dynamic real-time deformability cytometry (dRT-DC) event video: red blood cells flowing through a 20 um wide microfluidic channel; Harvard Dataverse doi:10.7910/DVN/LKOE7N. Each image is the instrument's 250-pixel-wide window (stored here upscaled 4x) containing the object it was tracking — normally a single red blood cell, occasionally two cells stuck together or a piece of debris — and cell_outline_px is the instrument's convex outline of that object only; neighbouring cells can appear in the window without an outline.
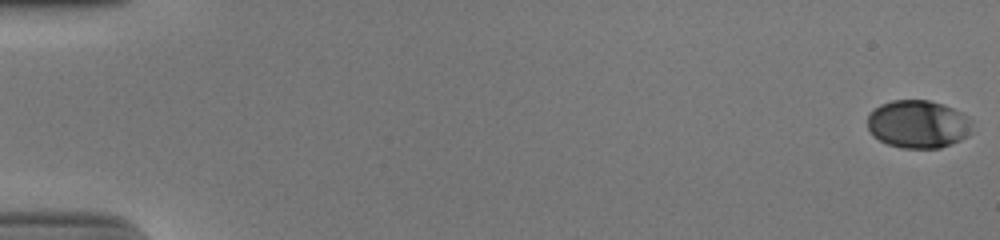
{"species": "human", "species_latin": "Homo sapiens", "temperature_condition": "cold", "stored_images_in_passage": 55, "camera_frame_rate_fps": 3000, "um_per_image_px": 0.085, "donor": {"sex": "male"}, "frame": {"image": 1, "passage_image": 1, "time_ms": 0.0, "image_size_px": [1000, 240], "cell_outline_px": [[972, 132], [968, 136], [952, 144], [940, 148], [900, 148], [888, 144], [872, 136], [868, 128], [868, 116], [880, 104], [892, 100], [928, 100], [944, 104], [968, 116], [972, 120]], "centroid_in_image_um": [78.06, 10.56], "position_along_channel_um": 6.9, "area_um2": 29.48}}
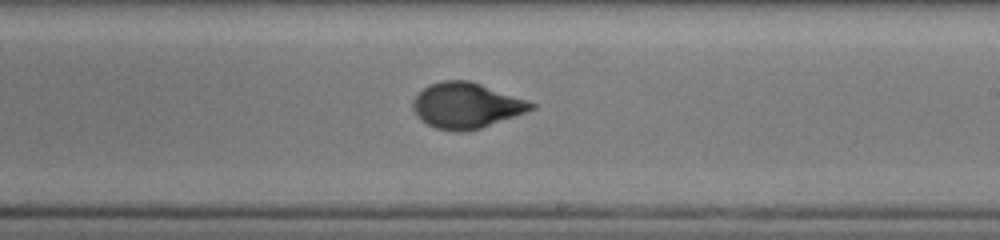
{"frame": {"image": 2, "passage_image": 34, "time_ms": 11.0, "image_size_px": [1000, 240], "cell_outline_px": [[536, 108], [516, 116], [480, 128], [460, 132], [456, 132], [436, 128], [420, 120], [416, 116], [412, 108], [412, 100], [424, 88], [440, 80], [468, 80], [480, 84], [536, 104]], "centroid_in_image_um": [39.59, 8.98], "position_along_channel_um": 249.4, "area_um2": 31.1}}
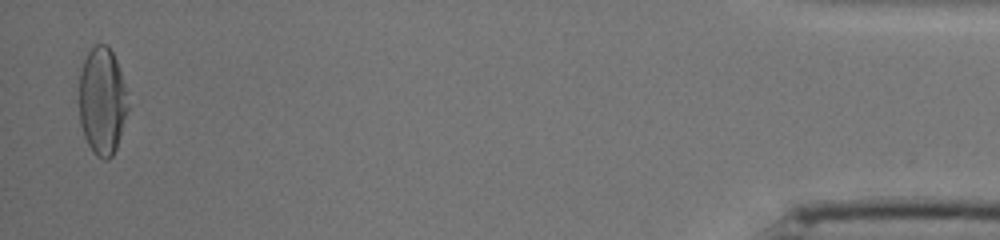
{"frame": {"image": 3, "passage_image": 54, "time_ms": 17.667, "image_size_px": [1000, 240], "cell_outline_px": [[128, 108], [116, 148], [112, 156], [108, 160], [104, 160], [96, 156], [92, 152], [84, 136], [80, 124], [80, 72], [84, 60], [88, 52], [96, 44], [108, 44], [116, 60], [120, 72], [128, 104]], "centroid_in_image_um": [8.67, 8.61], "position_along_channel_um": 426.5, "area_um2": 30.23}, "authors_computed_cell_mechanics": {"area_um2": 30.345, "velocity_mm_per_s": 3.8648, "shape_relaxation_time_tau1_ms": 4.5108, "shape_relaxation_time_tau2_ms": 0.7179, "deformation_change_tau1": 0.1909, "deformation_change_tau2": 0.0478}}